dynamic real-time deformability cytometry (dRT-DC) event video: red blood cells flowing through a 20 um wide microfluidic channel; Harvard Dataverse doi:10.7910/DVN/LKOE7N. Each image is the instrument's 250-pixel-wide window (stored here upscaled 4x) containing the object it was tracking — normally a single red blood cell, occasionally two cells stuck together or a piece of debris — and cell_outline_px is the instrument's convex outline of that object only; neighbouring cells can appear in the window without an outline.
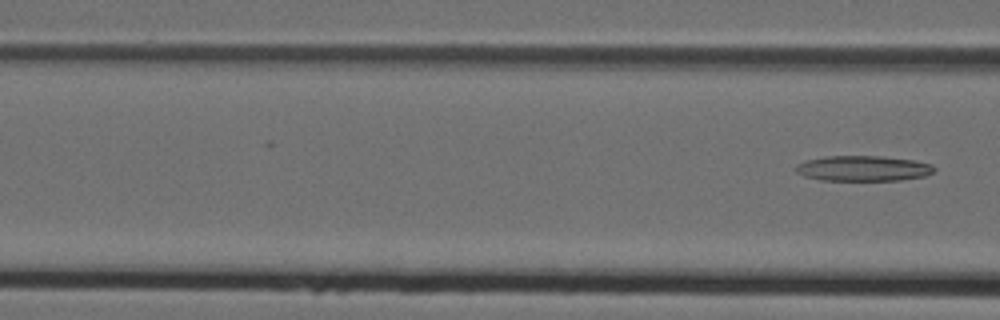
{"species": "Egyptian fruit bat (a non-hibernating species)", "species_latin": "Rousettus aegyptiacus", "temperature_condition": "cold", "stored_images_in_passage": 6, "segment_of_instrument_passage": [2, 2], "camera_frame_rate_fps": 3000, "um_per_image_px": 0.085, "animal": {"sex": "female"}, "frame": {"image": 1, "passage_image": 6, "time_ms": 1.667, "image_size_px": [1000, 320], "cell_outline_px": [[936, 172], [924, 176], [900, 180], [820, 180], [804, 176], [796, 172], [796, 164], [808, 160], [824, 156], [880, 156], [912, 160], [932, 164], [936, 168]], "centroid_in_image_um": [73.38, 14.31], "position_along_channel_um": 93.2, "area_um2": 20.46}}